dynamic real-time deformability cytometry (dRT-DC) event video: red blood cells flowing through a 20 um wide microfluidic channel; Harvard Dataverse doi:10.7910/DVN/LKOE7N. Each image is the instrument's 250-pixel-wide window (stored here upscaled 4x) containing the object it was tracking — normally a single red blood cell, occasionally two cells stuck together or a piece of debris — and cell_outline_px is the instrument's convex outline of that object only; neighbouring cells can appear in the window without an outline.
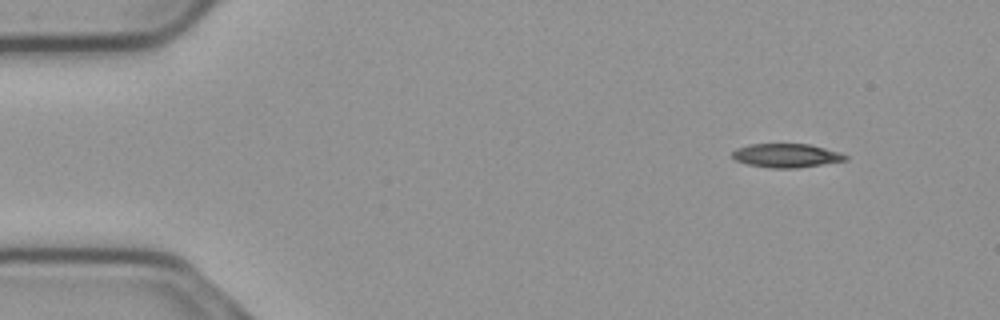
{"species": "common noctule bat (a hibernating species)", "species_latin": "Nyctalus noctula", "temperature_condition": "cold", "stored_images_in_passage": 50, "camera_frame_rate_fps": 3000, "um_per_image_px": 0.085, "animal": {"sex": "male", "body_mass_g": 23.1, "forearm_length_mm": 52.7}, "frame": {"image": 1, "passage_image": 1, "time_ms": 0.0, "image_size_px": [1000, 320], "cell_outline_px": [[848, 160], [796, 168], [768, 168], [748, 164], [736, 160], [732, 156], [732, 152], [736, 148], [752, 144], [808, 144], [840, 152], [848, 156]], "centroid_in_image_um": [66.84, 13.22], "position_along_channel_um": 18.2, "area_um2": 15.61}}
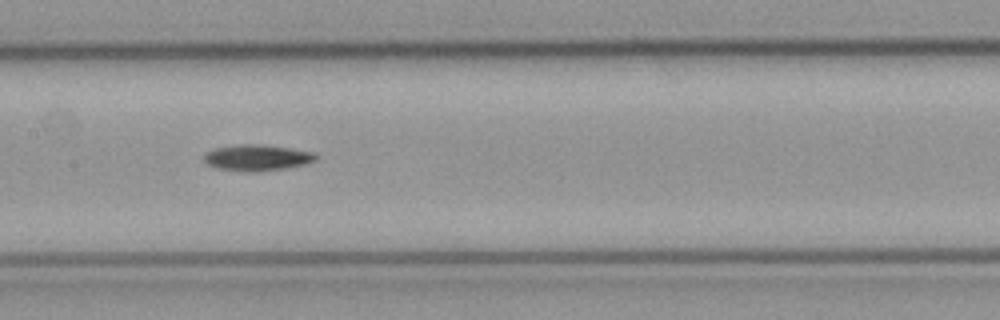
{"frame": {"image": 2, "passage_image": 22, "time_ms": 7.0, "image_size_px": [1000, 320], "cell_outline_px": [[320, 156], [316, 160], [308, 164], [288, 168], [260, 172], [244, 172], [216, 168], [208, 164], [204, 160], [204, 156], [208, 152], [216, 148], [244, 144], [256, 144], [288, 148], [316, 152]], "centroid_in_image_um": [21.94, 13.43], "position_along_channel_um": 185.5, "area_um2": 17.17}}
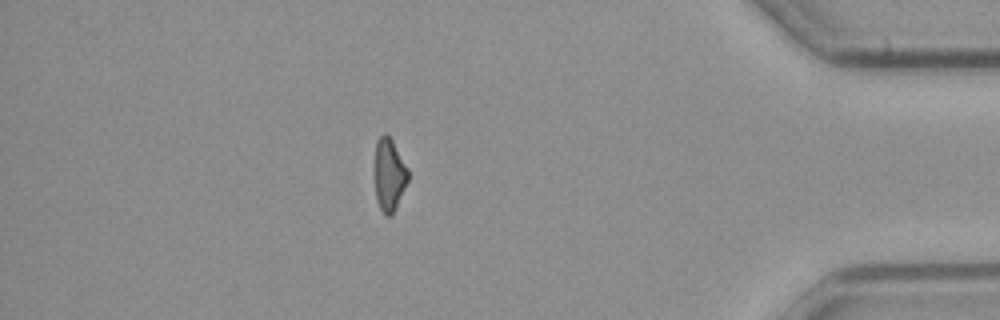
{"frame": {"image": 3, "passage_image": 43, "time_ms": 14.0, "image_size_px": [1000, 320], "cell_outline_px": [[408, 180], [392, 216], [384, 216], [376, 200], [376, 140], [384, 132], [392, 140], [408, 168]], "centroid_in_image_um": [33.09, 14.88], "position_along_channel_um": 402.1, "area_um2": 13.87}}